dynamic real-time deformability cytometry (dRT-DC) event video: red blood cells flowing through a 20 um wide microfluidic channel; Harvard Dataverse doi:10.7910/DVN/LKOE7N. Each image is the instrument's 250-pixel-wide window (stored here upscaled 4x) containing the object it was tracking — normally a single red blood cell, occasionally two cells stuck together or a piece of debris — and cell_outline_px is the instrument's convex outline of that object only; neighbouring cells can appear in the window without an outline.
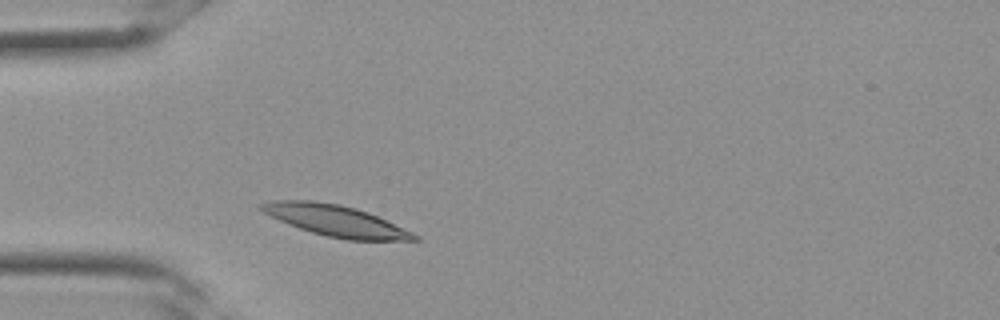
{"species": "Egyptian fruit bat (a non-hibernating species)", "species_latin": "Rousettus aegyptiacus", "temperature_condition": "room temperature", "stored_images_in_passage": 18, "camera_frame_rate_fps": 3000, "um_per_image_px": 0.085, "frame": {"image": 1, "passage_image": 3, "time_ms": 0.667, "image_size_px": [1000, 320], "cell_outline_px": [[420, 240], [348, 240], [328, 236], [312, 232], [288, 224], [256, 208], [256, 204], [272, 200], [312, 200], [340, 204], [356, 208], [368, 212], [412, 232], [420, 236]], "centroid_in_image_um": [28.49, 18.74], "position_along_channel_um": 56.5, "area_um2": 27.63}}
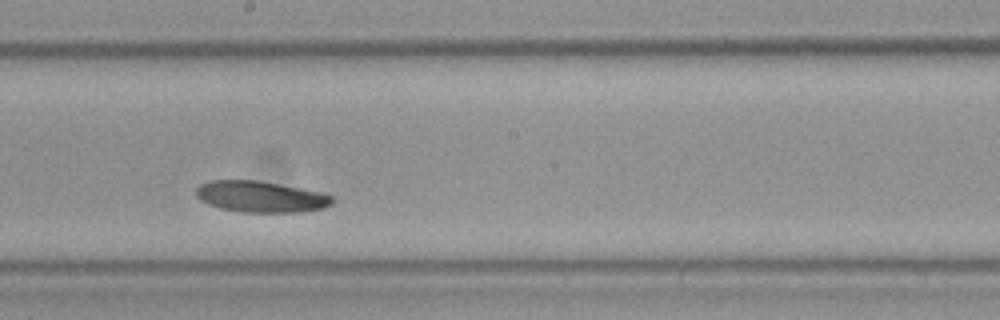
{"frame": {"image": 2, "passage_image": 12, "time_ms": 3.667, "image_size_px": [1000, 320], "cell_outline_px": [[332, 204], [324, 208], [300, 212], [244, 212], [220, 208], [208, 204], [200, 200], [196, 196], [196, 188], [200, 184], [208, 180], [256, 180], [300, 188], [320, 192], [332, 196]], "centroid_in_image_um": [22.12, 16.72], "position_along_channel_um": 226.1, "area_um2": 24.68}}
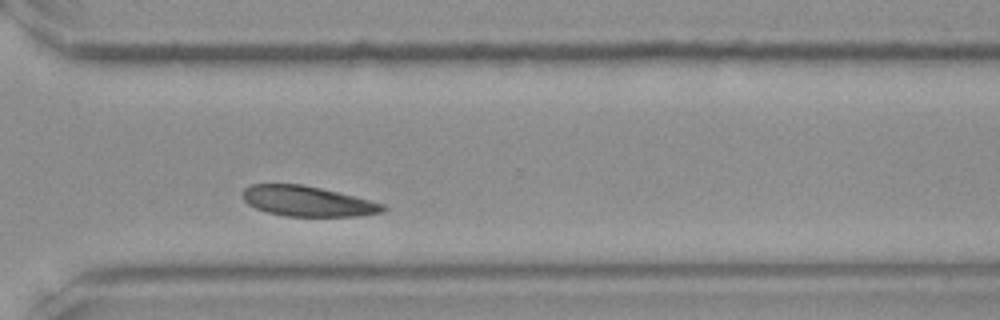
{"frame": {"image": 3, "passage_image": 18, "time_ms": 5.667, "image_size_px": [1000, 320], "cell_outline_px": [[388, 208], [384, 212], [360, 216], [284, 216], [268, 212], [256, 208], [248, 204], [244, 200], [244, 188], [252, 184], [304, 184], [384, 204]], "centroid_in_image_um": [26.15, 17.11], "position_along_channel_um": 344.4, "area_um2": 24.51}}